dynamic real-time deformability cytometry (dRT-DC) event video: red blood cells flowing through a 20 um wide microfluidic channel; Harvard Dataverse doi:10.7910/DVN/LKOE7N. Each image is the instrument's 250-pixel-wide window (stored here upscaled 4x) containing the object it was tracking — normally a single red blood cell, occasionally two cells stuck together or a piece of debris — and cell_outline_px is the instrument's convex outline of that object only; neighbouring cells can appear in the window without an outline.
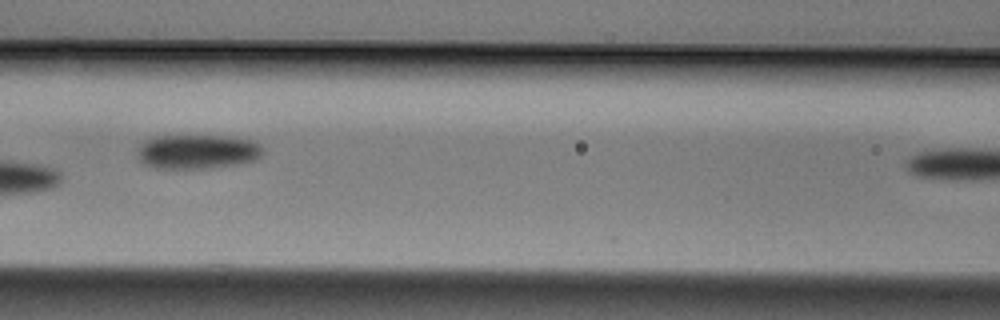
{"species": "Egyptian fruit bat (a non-hibernating species)", "species_latin": "Rousettus aegyptiacus", "temperature_condition": "cold", "stored_images_in_passage": 8, "camera_frame_rate_fps": 3000, "um_per_image_px": 0.085, "animal": {"sex": "male"}, "frame": {"image": 1, "passage_image": 6, "time_ms": 1.667, "image_size_px": [1000, 320], "cell_outline_px": [[264, 152], [256, 160], [240, 164], [212, 168], [152, 168], [144, 164], [140, 160], [136, 152], [140, 144], [144, 140], [152, 136], [232, 136], [248, 140], [260, 144], [264, 148]], "centroid_in_image_um": [16.77, 12.89], "position_along_channel_um": 149.8, "area_um2": 25.49}}
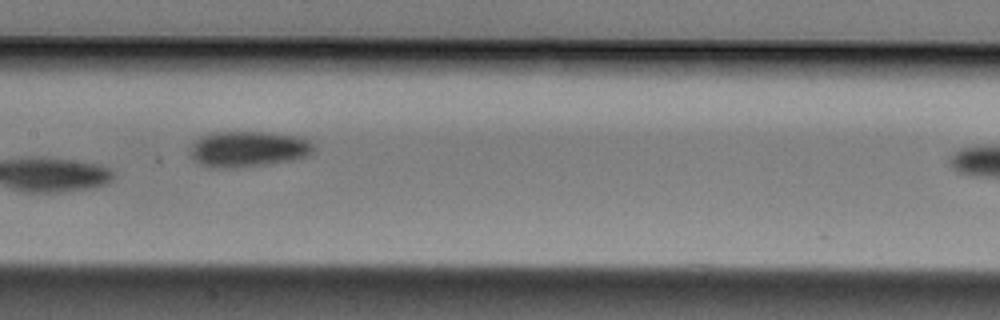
{"frame": {"image": 2, "passage_image": 7, "time_ms": 2.0, "image_size_px": [1000, 320], "cell_outline_px": [[316, 148], [308, 156], [292, 160], [268, 164], [236, 168], [208, 168], [192, 160], [188, 156], [188, 148], [200, 136], [212, 132], [264, 132], [304, 136], [316, 144]], "centroid_in_image_um": [21.08, 12.67], "position_along_channel_um": 186.3, "area_um2": 26.65}}